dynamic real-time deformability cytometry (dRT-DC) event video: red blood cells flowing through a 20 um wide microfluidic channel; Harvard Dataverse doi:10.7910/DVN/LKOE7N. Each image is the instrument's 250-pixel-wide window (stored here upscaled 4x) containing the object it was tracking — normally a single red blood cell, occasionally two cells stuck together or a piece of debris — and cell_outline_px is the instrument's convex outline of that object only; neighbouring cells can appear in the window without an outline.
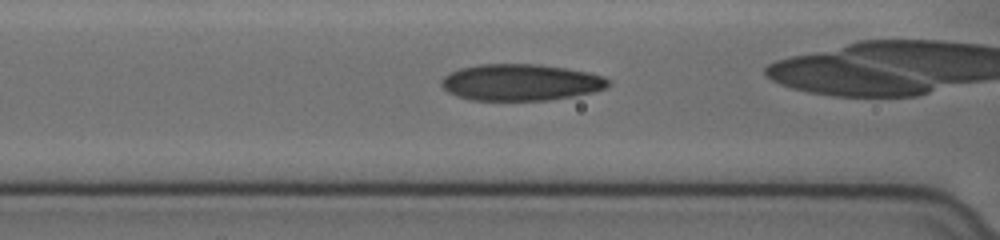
{"species": "human", "species_latin": "Homo sapiens", "temperature_condition": "cold", "stored_images_in_passage": 29, "camera_frame_rate_fps": 3000, "um_per_image_px": 0.085, "donor": {"sex": "female"}, "frame": {"image": 1, "passage_image": 6, "time_ms": 1.667, "image_size_px": [1000, 240], "cell_outline_px": [[608, 84], [604, 88], [592, 92], [572, 96], [548, 100], [472, 100], [456, 96], [448, 92], [440, 84], [440, 80], [448, 72], [460, 68], [476, 64], [536, 64], [564, 68], [588, 72], [604, 76], [608, 80]], "centroid_in_image_um": [44.19, 6.99], "position_along_channel_um": 122.4, "area_um2": 35.49}}
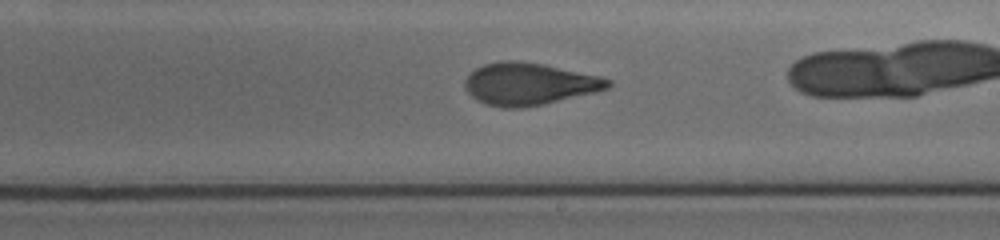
{"frame": {"image": 2, "passage_image": 16, "time_ms": 5.0, "image_size_px": [1000, 240], "cell_outline_px": [[612, 84], [608, 88], [544, 104], [520, 108], [504, 108], [484, 104], [476, 100], [464, 88], [464, 80], [476, 68], [484, 64], [504, 60], [516, 60], [544, 64], [600, 76], [612, 80]], "centroid_in_image_um": [44.94, 7.13], "position_along_channel_um": 244.1, "area_um2": 35.08}}
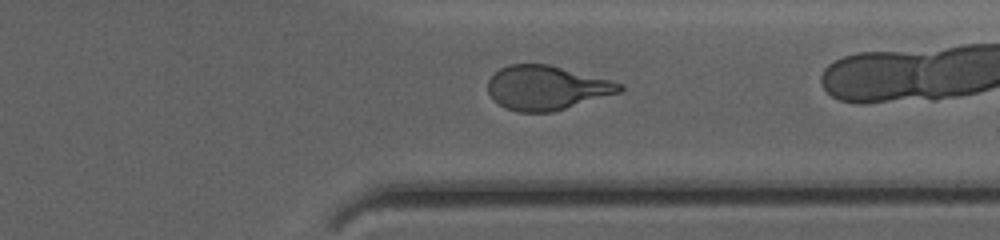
{"frame": {"image": 3, "passage_image": 26, "time_ms": 8.333, "image_size_px": [1000, 240], "cell_outline_px": [[624, 88], [620, 92], [552, 112], [516, 112], [504, 108], [492, 100], [488, 92], [488, 80], [500, 68], [508, 64], [548, 64], [612, 80], [624, 84]], "centroid_in_image_um": [46.44, 7.46], "position_along_channel_um": 365.0, "area_um2": 34.04}}